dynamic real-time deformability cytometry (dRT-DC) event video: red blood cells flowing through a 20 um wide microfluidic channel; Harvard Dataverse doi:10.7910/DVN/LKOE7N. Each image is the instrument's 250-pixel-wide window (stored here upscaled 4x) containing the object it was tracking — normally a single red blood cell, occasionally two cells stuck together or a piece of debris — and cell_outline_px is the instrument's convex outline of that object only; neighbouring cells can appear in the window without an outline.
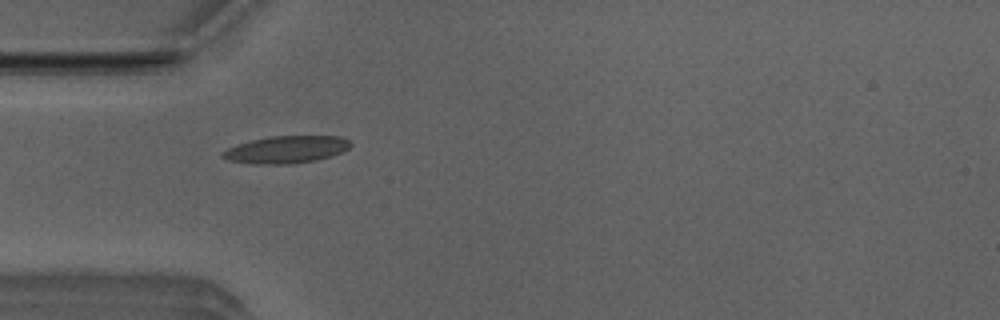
{"species": "Egyptian fruit bat (a non-hibernating species)", "species_latin": "Rousettus aegyptiacus", "temperature_condition": "room temperature", "stored_images_in_passage": 3, "camera_frame_rate_fps": 3000, "um_per_image_px": 0.085, "animal": {"sex": "male"}, "frame": {"image": 1, "passage_image": 2, "time_ms": 0.333, "image_size_px": [1000, 320], "cell_outline_px": [[352, 144], [348, 148], [332, 156], [316, 160], [292, 164], [248, 164], [228, 160], [220, 156], [220, 152], [228, 148], [252, 140], [268, 136], [340, 136], [348, 140]], "centroid_in_image_um": [24.3, 12.72], "position_along_channel_um": 60.7, "area_um2": 20.4}}